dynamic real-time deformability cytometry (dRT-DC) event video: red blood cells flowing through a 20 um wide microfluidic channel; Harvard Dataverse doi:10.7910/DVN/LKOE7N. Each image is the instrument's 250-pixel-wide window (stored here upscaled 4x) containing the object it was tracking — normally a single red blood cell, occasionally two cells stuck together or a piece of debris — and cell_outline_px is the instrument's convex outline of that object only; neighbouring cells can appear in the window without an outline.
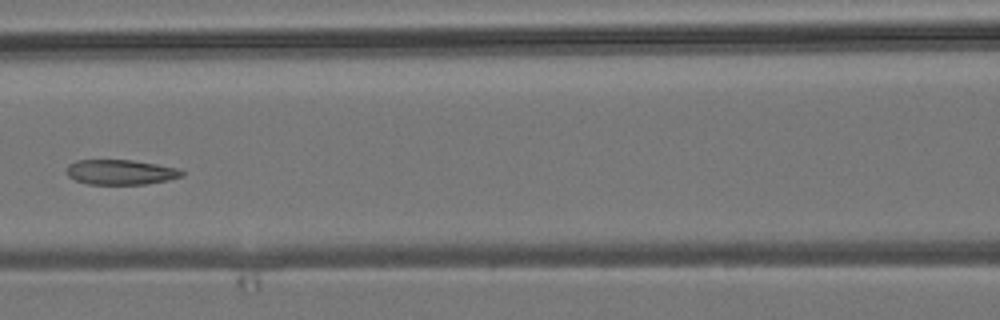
{"species": "common noctule bat (a hibernating species)", "species_latin": "Nyctalus noctula", "temperature_condition": "room temperature", "stored_images_in_passage": 7, "camera_frame_rate_fps": 3000, "um_per_image_px": 0.085, "animal": {"sex": "male", "body_mass_g": 19.2, "forearm_length_mm": 51.8}, "frame": {"image": 1, "passage_image": 7, "time_ms": 7.0, "image_size_px": [1000, 320], "cell_outline_px": [[184, 176], [168, 180], [144, 184], [88, 184], [76, 180], [68, 176], [64, 172], [64, 168], [68, 164], [76, 160], [132, 160], [180, 168], [184, 172]], "centroid_in_image_um": [10.23, 14.62], "position_along_channel_um": 156.4, "area_um2": 16.99}}